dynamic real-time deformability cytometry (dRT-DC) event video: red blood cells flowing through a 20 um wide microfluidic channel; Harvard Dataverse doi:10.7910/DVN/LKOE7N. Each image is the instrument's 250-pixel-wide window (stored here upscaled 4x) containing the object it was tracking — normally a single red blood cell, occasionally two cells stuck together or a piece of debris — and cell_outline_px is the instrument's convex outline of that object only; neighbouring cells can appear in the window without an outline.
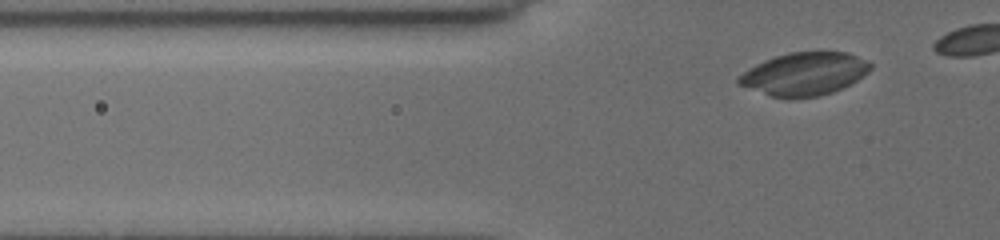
{"species": "common noctule bat (a hibernating species)", "species_latin": "Nyctalus noctula", "temperature_condition": "cold", "stored_images_in_passage": 10, "camera_frame_rate_fps": 3000, "um_per_image_px": 0.085, "animal": {"sex": "female", "body_mass_g": 19.5, "forearm_length_mm": 54.1}, "frame": {"image": 1, "passage_image": 2, "time_ms": 0.333, "image_size_px": [1000, 240], "cell_outline_px": [[872, 68], [868, 72], [856, 80], [832, 92], [820, 96], [788, 100], [772, 96], [736, 84], [736, 76], [756, 64], [764, 60], [788, 52], [820, 48], [848, 52], [872, 64]], "centroid_in_image_um": [68.35, 6.25], "position_along_channel_um": 57.5, "area_um2": 33.93}}
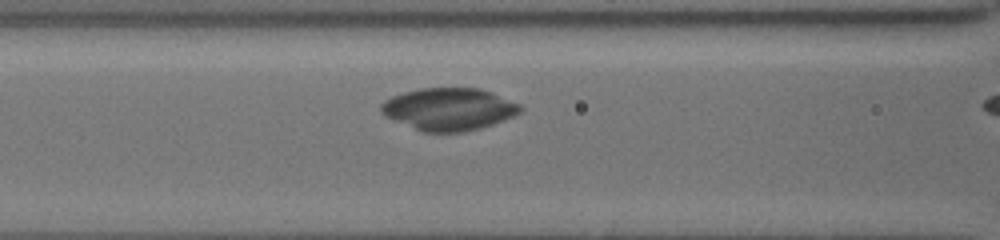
{"frame": {"image": 2, "passage_image": 9, "time_ms": 2.667, "image_size_px": [1000, 240], "cell_outline_px": [[524, 108], [520, 112], [512, 116], [492, 124], [480, 128], [464, 132], [424, 132], [384, 116], [380, 112], [380, 104], [384, 100], [392, 96], [404, 92], [420, 88], [480, 88], [492, 92], [520, 104]], "centroid_in_image_um": [38.14, 9.27], "position_along_channel_um": 128.5, "area_um2": 34.33}}